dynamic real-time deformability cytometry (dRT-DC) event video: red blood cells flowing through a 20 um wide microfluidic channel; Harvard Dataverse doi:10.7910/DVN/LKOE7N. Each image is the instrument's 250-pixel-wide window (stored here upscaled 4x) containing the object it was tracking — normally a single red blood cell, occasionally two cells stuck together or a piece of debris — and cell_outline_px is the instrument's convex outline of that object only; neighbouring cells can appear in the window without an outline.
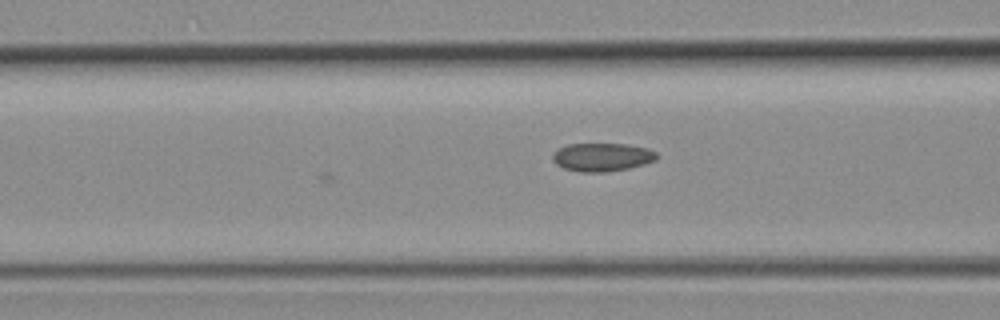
{"species": "common noctule bat (a hibernating species)", "species_latin": "Nyctalus noctula", "temperature_condition": "room temperature", "stored_images_in_passage": 5, "camera_frame_rate_fps": 3000, "um_per_image_px": 0.085, "animal": {"sex": "female", "body_mass_g": 19.3, "forearm_length_mm": 54.1}, "frame": {"image": 1, "passage_image": 5, "time_ms": 1.333, "image_size_px": [1000, 320], "cell_outline_px": [[656, 160], [644, 164], [628, 168], [604, 172], [580, 172], [564, 168], [556, 164], [552, 160], [552, 152], [568, 144], [624, 144], [648, 148], [656, 152]], "centroid_in_image_um": [51.15, 13.35], "position_along_channel_um": 115.5, "area_um2": 17.11}}